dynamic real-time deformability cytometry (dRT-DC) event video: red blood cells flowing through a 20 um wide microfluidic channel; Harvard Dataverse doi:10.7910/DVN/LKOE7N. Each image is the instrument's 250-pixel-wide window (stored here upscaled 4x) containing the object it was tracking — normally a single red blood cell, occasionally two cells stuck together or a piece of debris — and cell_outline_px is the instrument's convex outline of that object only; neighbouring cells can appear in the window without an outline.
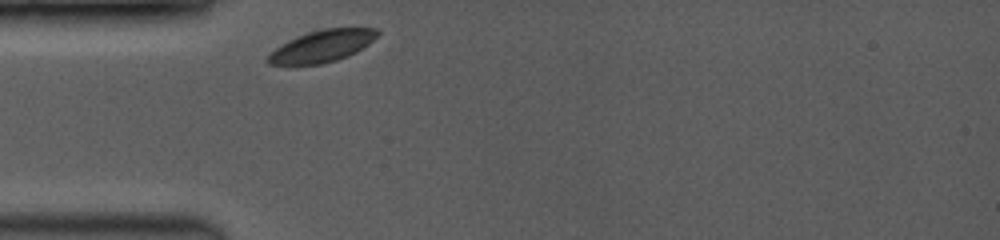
{"species": "common noctule bat (a hibernating species)", "species_latin": "Nyctalus noctula", "temperature_condition": "room temperature", "stored_images_in_passage": 25, "camera_frame_rate_fps": 3500, "um_per_image_px": 0.085, "animal": {"sex": "female", "body_mass_g": 19.0, "forearm_length_mm": 53.3}, "frame": {"image": 1, "passage_image": 1, "time_ms": 0.0, "image_size_px": [1000, 240], "cell_outline_px": [[380, 32], [368, 44], [356, 52], [348, 56], [336, 60], [320, 64], [268, 64], [264, 60], [280, 44], [296, 36], [308, 32], [324, 28], [380, 28]], "centroid_in_image_um": [27.37, 3.91], "position_along_channel_um": 57.6, "area_um2": 20.23}}